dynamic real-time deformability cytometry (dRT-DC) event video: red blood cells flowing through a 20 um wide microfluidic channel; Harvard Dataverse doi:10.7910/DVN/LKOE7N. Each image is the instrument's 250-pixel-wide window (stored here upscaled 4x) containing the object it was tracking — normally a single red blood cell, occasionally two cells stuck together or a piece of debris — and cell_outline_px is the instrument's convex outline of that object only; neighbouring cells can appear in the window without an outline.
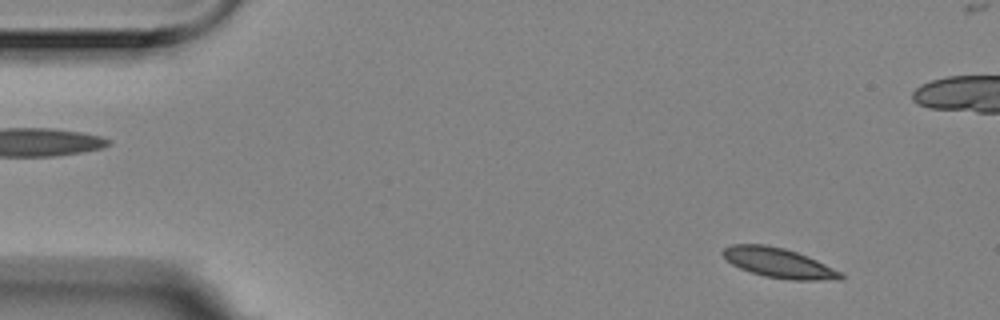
{"species": "Egyptian fruit bat (a non-hibernating species)", "species_latin": "Rousettus aegyptiacus", "temperature_condition": "room temperature", "stored_images_in_passage": 11, "camera_frame_rate_fps": 3000, "um_per_image_px": 0.085, "animal": {"sex": "female"}, "frame": {"image": 1, "passage_image": 5, "time_ms": 1.333, "image_size_px": [1000, 320], "cell_outline_px": [[844, 276], [840, 280], [792, 280], [764, 276], [740, 268], [732, 264], [720, 252], [724, 248], [732, 244], [764, 244], [784, 248], [796, 252], [816, 260], [840, 272]], "centroid_in_image_um": [66.17, 22.34], "position_along_channel_um": 18.8, "area_um2": 20.17}}